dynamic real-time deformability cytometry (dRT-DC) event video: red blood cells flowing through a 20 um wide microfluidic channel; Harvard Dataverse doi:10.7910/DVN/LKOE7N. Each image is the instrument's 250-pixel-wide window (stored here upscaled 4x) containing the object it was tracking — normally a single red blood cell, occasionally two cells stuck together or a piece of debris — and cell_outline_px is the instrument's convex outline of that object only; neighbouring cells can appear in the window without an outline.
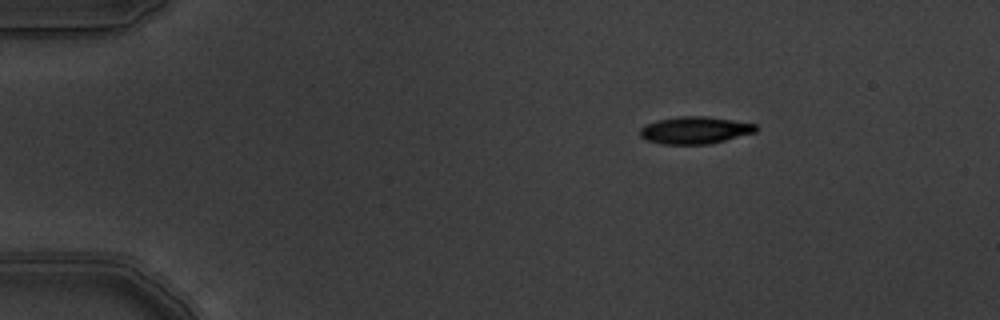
{"species": "common noctule bat (a hibernating species)", "species_latin": "Nyctalus noctula", "temperature_condition": "warm", "stored_images_in_passage": 3, "camera_frame_rate_fps": 3000, "um_per_image_px": 0.085, "animal": {"sex": "male", "body_mass_g": 19.5, "forearm_length_mm": 54.6}, "frame": {"image": 1, "passage_image": 1, "time_ms": 0.0, "image_size_px": [1000, 320], "cell_outline_px": [[760, 128], [756, 132], [708, 144], [660, 144], [648, 140], [640, 136], [640, 128], [644, 124], [656, 120], [680, 116], [704, 116], [732, 120], [756, 124]], "centroid_in_image_um": [59.05, 11.06], "position_along_channel_um": 25.9, "area_um2": 18.38}}
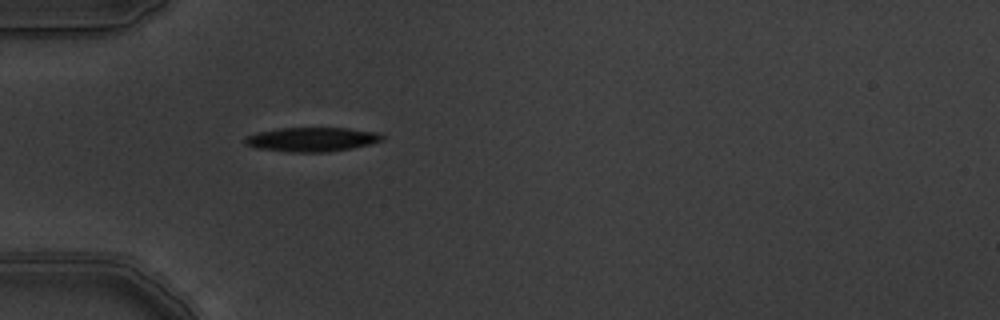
{"frame": {"image": 2, "passage_image": 3, "time_ms": 0.667, "image_size_px": [1000, 320], "cell_outline_px": [[384, 140], [352, 148], [324, 152], [292, 152], [256, 148], [244, 144], [244, 136], [256, 132], [280, 128], [348, 128], [380, 132], [384, 136]], "centroid_in_image_um": [26.49, 11.84], "position_along_channel_um": 58.5, "area_um2": 19.48}}